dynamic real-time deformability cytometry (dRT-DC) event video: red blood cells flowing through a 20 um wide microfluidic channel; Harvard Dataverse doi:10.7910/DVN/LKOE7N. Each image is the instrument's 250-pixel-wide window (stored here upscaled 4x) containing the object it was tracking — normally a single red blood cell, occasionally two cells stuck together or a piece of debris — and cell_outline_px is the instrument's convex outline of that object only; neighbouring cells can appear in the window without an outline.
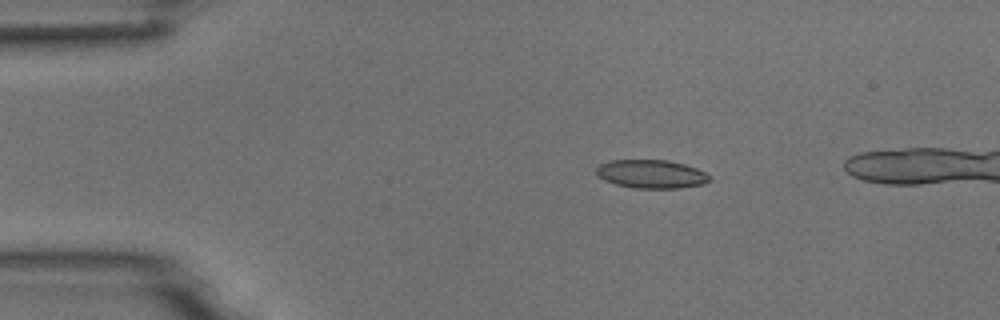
{"species": "common noctule bat (a hibernating species)", "species_latin": "Nyctalus noctula", "temperature_condition": "room temperature", "stored_images_in_passage": 5, "camera_frame_rate_fps": 3000, "um_per_image_px": 0.085, "animal": {"sex": "male", "body_mass_g": 18.8}, "frame": {"image": 1, "passage_image": 3, "time_ms": 2.333, "image_size_px": [1000, 320], "cell_outline_px": [[712, 180], [704, 184], [680, 188], [636, 188], [616, 184], [604, 180], [596, 176], [596, 168], [600, 164], [612, 160], [668, 160], [684, 164], [696, 168], [712, 176]], "centroid_in_image_um": [55.38, 14.79], "position_along_channel_um": 29.6, "area_um2": 18.9}}